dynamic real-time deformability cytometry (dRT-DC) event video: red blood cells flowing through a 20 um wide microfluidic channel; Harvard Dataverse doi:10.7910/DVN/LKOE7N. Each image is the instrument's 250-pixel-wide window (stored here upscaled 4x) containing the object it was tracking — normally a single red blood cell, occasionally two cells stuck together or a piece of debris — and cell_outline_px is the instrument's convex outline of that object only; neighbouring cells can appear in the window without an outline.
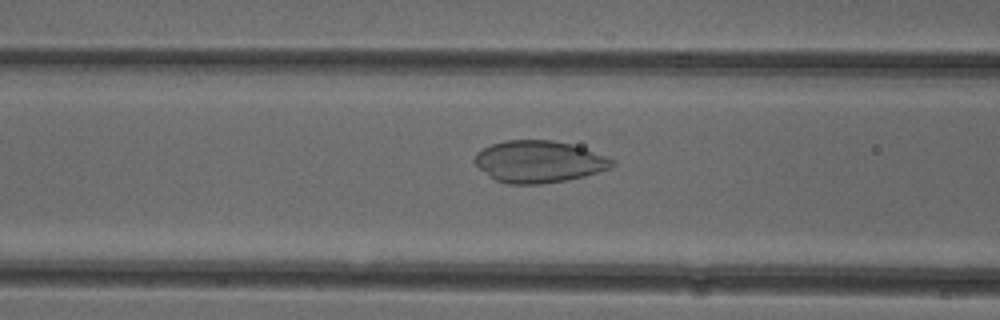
{"species": "common noctule bat (a hibernating species)", "species_latin": "Nyctalus noctula", "temperature_condition": "cold", "stored_images_in_passage": 50, "camera_frame_rate_fps": 3000, "um_per_image_px": 0.085, "animal": {"sex": "female"}, "frame": {"image": 1, "passage_image": 19, "time_ms": 6.0, "image_size_px": [1000, 320], "cell_outline_px": [[616, 164], [612, 168], [584, 176], [568, 180], [540, 184], [508, 184], [496, 180], [480, 168], [472, 160], [476, 152], [492, 144], [504, 140], [552, 140], [572, 144], [584, 148], [616, 160]], "centroid_in_image_um": [45.83, 13.74], "position_along_channel_um": 120.8, "area_um2": 33.64}}
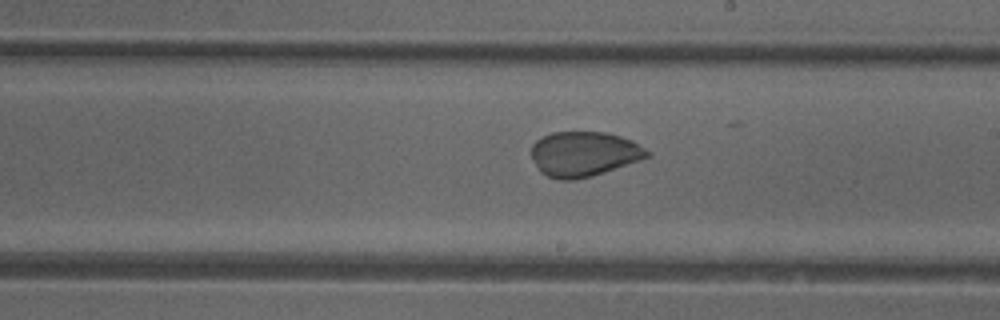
{"frame": {"image": 2, "passage_image": 28, "time_ms": 9.0, "image_size_px": [1000, 320], "cell_outline_px": [[652, 156], [592, 176], [576, 180], [560, 180], [548, 176], [540, 172], [532, 156], [532, 144], [536, 140], [552, 132], [608, 132], [632, 140], [652, 152]], "centroid_in_image_um": [49.67, 13.08], "position_along_channel_um": 239.3, "area_um2": 30.4}}
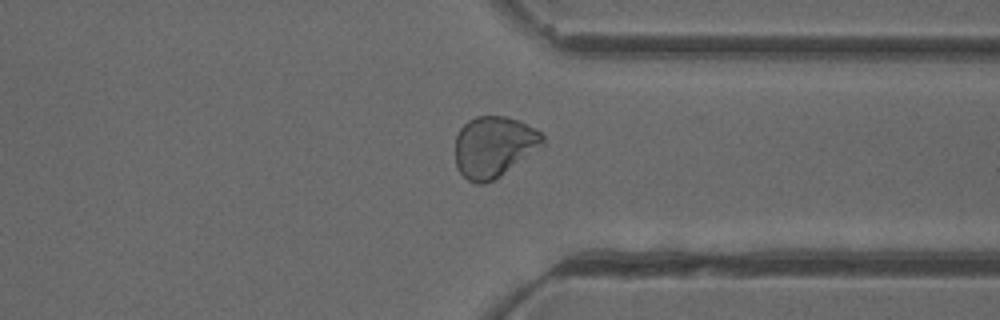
{"frame": {"image": 3, "passage_image": 38, "time_ms": 12.333, "image_size_px": [1000, 320], "cell_outline_px": [[544, 144], [500, 176], [484, 184], [476, 184], [468, 180], [456, 168], [456, 136], [460, 128], [468, 120], [476, 116], [508, 116], [536, 128], [544, 136]], "centroid_in_image_um": [41.96, 12.46], "position_along_channel_um": 369.4, "area_um2": 30.98}}